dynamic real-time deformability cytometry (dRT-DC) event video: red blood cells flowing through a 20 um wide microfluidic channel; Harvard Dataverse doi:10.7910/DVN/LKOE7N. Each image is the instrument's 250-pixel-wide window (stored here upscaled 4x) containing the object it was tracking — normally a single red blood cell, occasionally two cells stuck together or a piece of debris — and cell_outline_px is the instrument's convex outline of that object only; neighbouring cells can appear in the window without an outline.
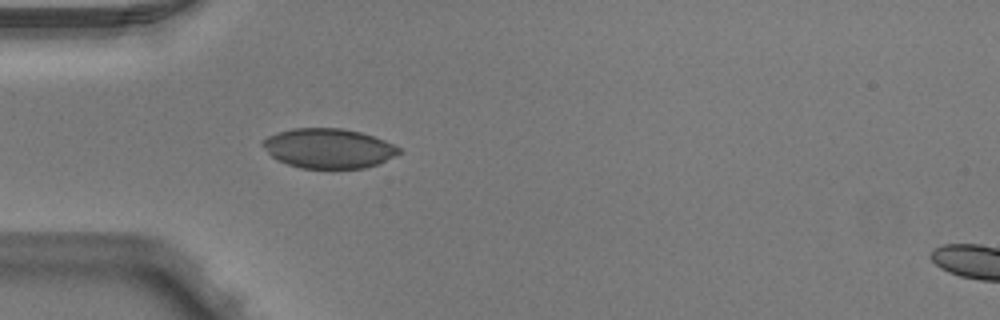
{"species": "Egyptian fruit bat (a non-hibernating species)", "species_latin": "Rousettus aegyptiacus", "temperature_condition": "warm", "stored_images_in_passage": 5, "segment_of_instrument_passage": [1, 2], "camera_frame_rate_fps": 3000, "um_per_image_px": 0.085, "animal": {"sex": "male"}, "frame": {"image": 1, "passage_image": 4, "time_ms": 1.0, "image_size_px": [1000, 320], "cell_outline_px": [[404, 152], [380, 164], [364, 168], [300, 168], [288, 164], [272, 156], [260, 144], [260, 140], [276, 132], [292, 128], [344, 128], [360, 132], [384, 140], [400, 148]], "centroid_in_image_um": [27.94, 12.6], "position_along_channel_um": 57.1, "area_um2": 31.73}}